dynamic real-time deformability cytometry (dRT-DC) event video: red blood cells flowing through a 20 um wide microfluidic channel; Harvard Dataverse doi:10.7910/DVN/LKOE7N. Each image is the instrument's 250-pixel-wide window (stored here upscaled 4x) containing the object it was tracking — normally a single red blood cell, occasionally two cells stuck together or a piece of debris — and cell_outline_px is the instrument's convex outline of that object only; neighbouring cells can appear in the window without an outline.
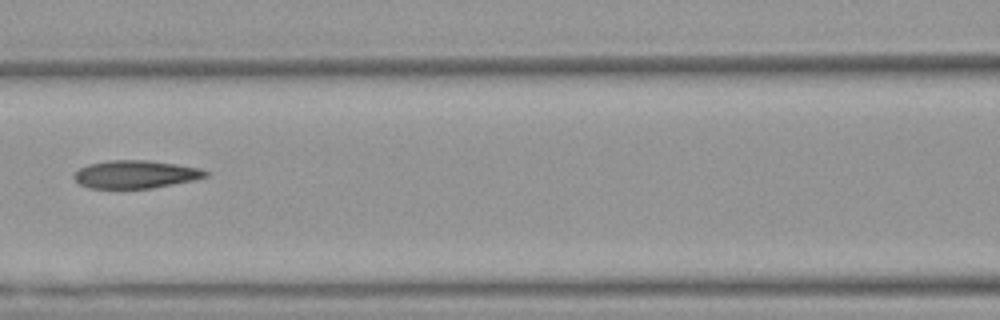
{"species": "Egyptian fruit bat (a non-hibernating species)", "species_latin": "Rousettus aegyptiacus", "temperature_condition": "warm", "stored_images_in_passage": 5, "camera_frame_rate_fps": 3000, "um_per_image_px": 0.085, "animal": {"sex": "female"}, "frame": {"image": 1, "passage_image": 4, "time_ms": 1.0, "image_size_px": [1000, 320], "cell_outline_px": [[212, 172], [208, 176], [196, 180], [152, 188], [88, 188], [80, 184], [72, 176], [80, 168], [88, 164], [108, 160], [148, 160], [176, 164], [200, 168]], "centroid_in_image_um": [11.57, 14.81], "position_along_channel_um": 155.0, "area_um2": 21.56}}
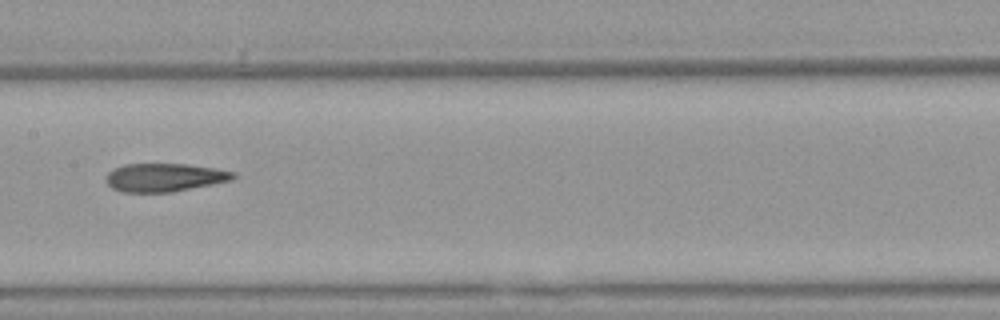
{"frame": {"image": 2, "passage_image": 5, "time_ms": 1.333, "image_size_px": [1000, 320], "cell_outline_px": [[236, 176], [232, 180], [172, 192], [124, 192], [112, 188], [104, 180], [104, 176], [112, 168], [124, 164], [188, 164], [216, 168], [236, 172]], "centroid_in_image_um": [13.96, 15.07], "position_along_channel_um": 193.4, "area_um2": 21.15}}